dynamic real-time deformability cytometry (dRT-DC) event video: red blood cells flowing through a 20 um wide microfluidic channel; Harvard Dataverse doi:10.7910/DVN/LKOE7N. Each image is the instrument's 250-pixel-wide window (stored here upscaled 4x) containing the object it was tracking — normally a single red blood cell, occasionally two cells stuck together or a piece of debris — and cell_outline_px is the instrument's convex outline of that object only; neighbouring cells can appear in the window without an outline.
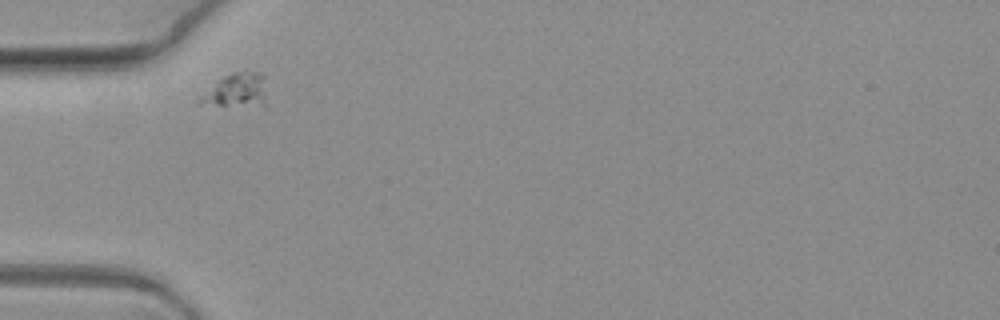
{"species": "common noctule bat (a hibernating species)", "species_latin": "Nyctalus noctula", "temperature_condition": "warm", "stored_images_in_passage": 2, "camera_frame_rate_fps": 3000, "um_per_image_px": 0.085, "animal": {"sex": "female", "body_mass_g": 19.3, "forearm_length_mm": 54.1}, "frame": {"image": 1, "passage_image": 1, "time_ms": 0.0, "image_size_px": [1000, 320], "cell_outline_px": [[264, 100], [224, 104], [196, 104], [196, 100], [200, 96], [224, 76], [232, 72], [260, 72], [264, 76]], "centroid_in_image_um": [19.99, 7.59], "position_along_channel_um": 65.0, "area_um2": 11.79}}
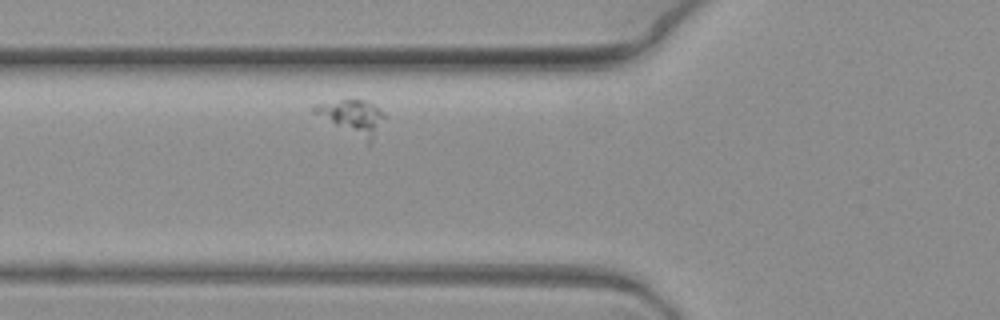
{"frame": {"image": 2, "passage_image": 2, "time_ms": 0.333, "image_size_px": [1000, 320], "cell_outline_px": [[384, 116], [372, 144], [368, 144], [312, 112], [312, 108], [316, 104], [344, 100], [364, 100], [380, 108], [384, 112]], "centroid_in_image_um": [29.99, 9.98], "position_along_channel_um": 95.8, "area_um2": 13.87}}